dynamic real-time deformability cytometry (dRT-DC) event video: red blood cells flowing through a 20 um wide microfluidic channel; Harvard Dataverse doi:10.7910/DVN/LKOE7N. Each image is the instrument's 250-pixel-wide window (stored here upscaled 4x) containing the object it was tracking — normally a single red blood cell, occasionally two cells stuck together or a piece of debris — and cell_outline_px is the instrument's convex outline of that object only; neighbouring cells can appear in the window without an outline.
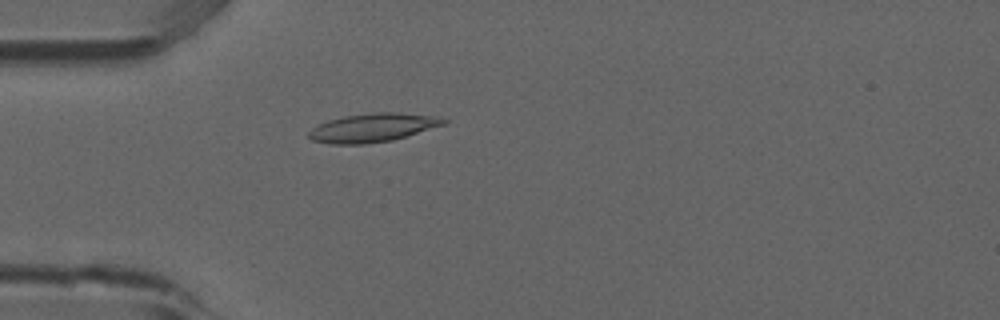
{"species": "common noctule bat (a hibernating species)", "species_latin": "Nyctalus noctula", "temperature_condition": "room temperature", "stored_images_in_passage": 4, "camera_frame_rate_fps": 3000, "um_per_image_px": 0.085, "animal": {"sex": "male", "forearm_length_mm": 52.5}, "frame": {"image": 1, "passage_image": 4, "time_ms": 1.0, "image_size_px": [1000, 320], "cell_outline_px": [[448, 124], [392, 140], [364, 144], [332, 144], [312, 140], [308, 136], [308, 132], [312, 128], [328, 120], [344, 116], [372, 112], [396, 112], [436, 116], [448, 120]], "centroid_in_image_um": [31.72, 10.84], "position_along_channel_um": 53.3, "area_um2": 22.54}}